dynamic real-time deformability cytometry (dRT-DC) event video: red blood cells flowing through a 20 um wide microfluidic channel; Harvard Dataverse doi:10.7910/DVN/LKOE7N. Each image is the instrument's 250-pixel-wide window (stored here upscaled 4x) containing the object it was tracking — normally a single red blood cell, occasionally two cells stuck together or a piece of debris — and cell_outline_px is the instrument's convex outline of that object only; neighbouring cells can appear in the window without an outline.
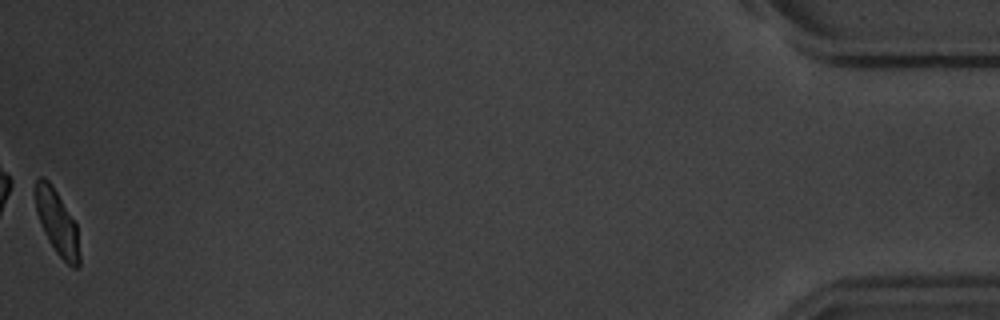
{"species": "common noctule bat (a hibernating species)", "species_latin": "Nyctalus noctula", "temperature_condition": "warm", "stored_images_in_passage": 58, "camera_frame_rate_fps": 3000, "um_per_image_px": 0.085, "animal": {"sex": "male", "body_mass_g": 20.1, "forearm_length_mm": 53.5}, "frame": {"image": 1, "passage_image": 58, "time_ms": 19.0, "image_size_px": [1000, 320], "cell_outline_px": [[80, 264], [76, 268], [72, 268], [56, 252], [48, 240], [44, 232], [36, 212], [36, 180], [40, 176], [44, 176], [52, 184], [76, 224], [80, 256]], "centroid_in_image_um": [4.86, 18.92], "position_along_channel_um": 430.3, "area_um2": 16.42}, "authors_computed_cell_mechanics": {"area_um2": 18.0047, "velocity_mm_per_s": 3.4904, "shape_relaxation_time_tau1_ms": 2.6621, "shape_relaxation_time_tau2_ms": 1.9402, "deformation_change_tau1": 0.1176, "deformation_change_tau2": 0.0707}}